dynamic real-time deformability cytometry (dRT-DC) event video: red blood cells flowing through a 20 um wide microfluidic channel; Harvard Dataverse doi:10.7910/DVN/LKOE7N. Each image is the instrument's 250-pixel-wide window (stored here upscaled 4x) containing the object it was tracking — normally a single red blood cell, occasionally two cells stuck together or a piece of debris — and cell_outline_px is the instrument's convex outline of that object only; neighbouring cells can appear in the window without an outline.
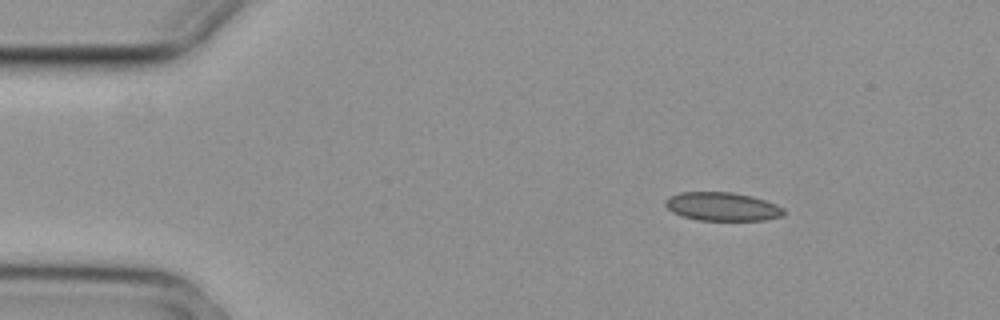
{"species": "common noctule bat (a hibernating species)", "species_latin": "Nyctalus noctula", "temperature_condition": "cold", "stored_images_in_passage": 5, "camera_frame_rate_fps": 3000, "um_per_image_px": 0.085, "animal": {"sex": "female", "body_mass_g": 29.2, "forearm_length_mm": 56.3}, "frame": {"image": 1, "passage_image": 1, "time_ms": 0.0, "image_size_px": [1000, 320], "cell_outline_px": [[784, 216], [764, 220], [696, 220], [680, 216], [672, 212], [664, 204], [664, 200], [668, 196], [680, 192], [732, 192], [752, 196], [776, 204], [784, 208]], "centroid_in_image_um": [61.36, 17.56], "position_along_channel_um": 23.6, "area_um2": 19.88}}
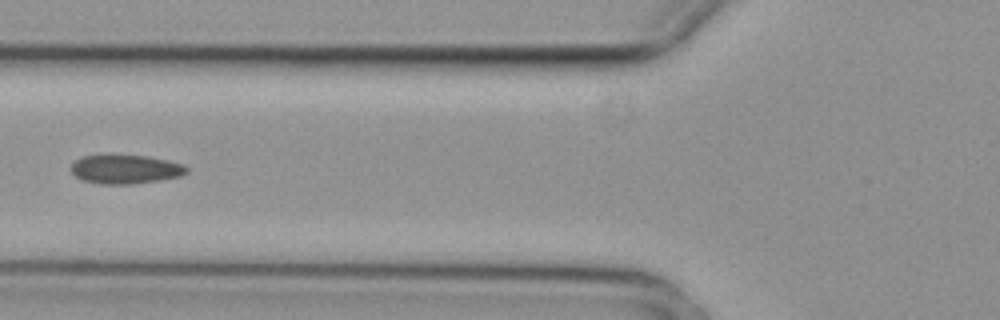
{"frame": {"image": 2, "passage_image": 4, "time_ms": 1.0, "image_size_px": [1000, 320], "cell_outline_px": [[188, 172], [180, 176], [160, 180], [132, 184], [100, 184], [80, 180], [68, 168], [76, 160], [84, 156], [112, 152], [148, 156], [168, 160], [184, 164], [188, 168]], "centroid_in_image_um": [10.63, 14.35], "position_along_channel_um": 115.2, "area_um2": 20.35}}
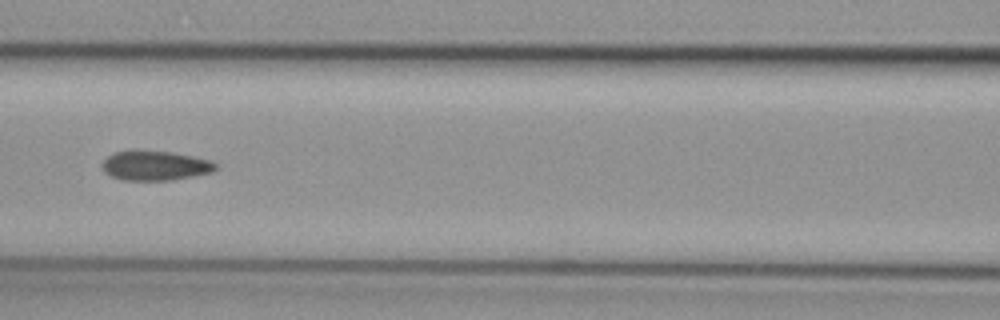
{"frame": {"image": 3, "passage_image": 5, "time_ms": 1.333, "image_size_px": [1000, 320], "cell_outline_px": [[216, 168], [212, 172], [172, 180], [124, 180], [112, 176], [104, 172], [100, 164], [108, 156], [116, 152], [168, 152], [192, 156], [212, 160], [216, 164]], "centroid_in_image_um": [13.2, 14.1], "position_along_channel_um": 153.4, "area_um2": 19.07}}